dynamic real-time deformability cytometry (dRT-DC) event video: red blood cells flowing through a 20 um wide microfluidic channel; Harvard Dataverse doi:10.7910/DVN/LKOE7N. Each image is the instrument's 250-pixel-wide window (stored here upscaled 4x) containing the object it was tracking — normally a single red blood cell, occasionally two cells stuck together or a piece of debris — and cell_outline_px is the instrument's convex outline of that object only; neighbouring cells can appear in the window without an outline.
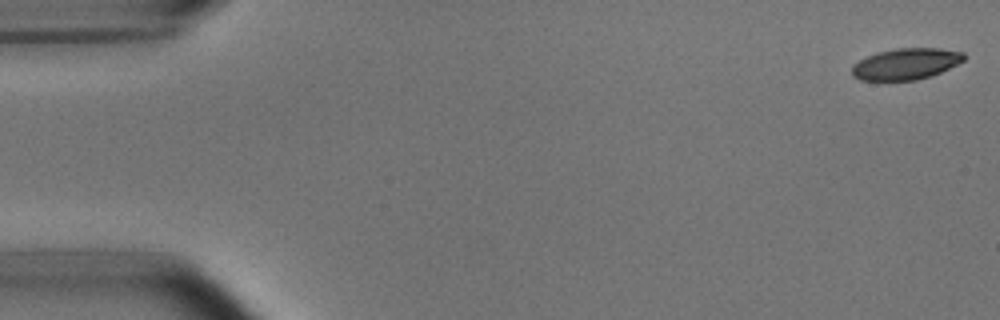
{"species": "common noctule bat (a hibernating species)", "species_latin": "Nyctalus noctula", "temperature_condition": "room temperature", "stored_images_in_passage": 53, "camera_frame_rate_fps": 3000, "um_per_image_px": 0.085, "animal": {"sex": "male", "body_mass_g": 15.6}, "frame": {"image": 1, "passage_image": 1, "time_ms": 0.0, "image_size_px": [1000, 320], "cell_outline_px": [[964, 60], [940, 72], [916, 80], [860, 80], [852, 76], [852, 68], [860, 60], [868, 56], [880, 52], [896, 48], [940, 48], [964, 52]], "centroid_in_image_um": [77.01, 5.43], "position_along_channel_um": 8.0, "area_um2": 20.06}}
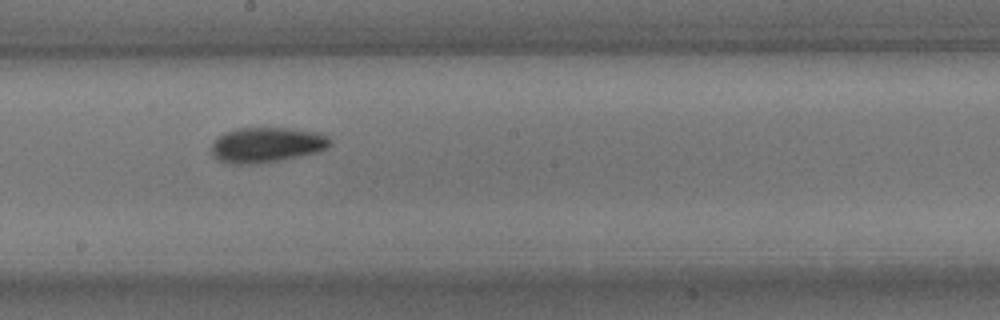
{"frame": {"image": 2, "passage_image": 29, "time_ms": 9.333, "image_size_px": [1000, 320], "cell_outline_px": [[332, 144], [328, 148], [320, 152], [280, 160], [256, 164], [232, 164], [216, 160], [212, 156], [212, 144], [224, 132], [236, 128], [292, 128], [316, 132], [328, 136], [332, 140]], "centroid_in_image_um": [22.69, 12.32], "position_along_channel_um": 225.5, "area_um2": 24.62}}
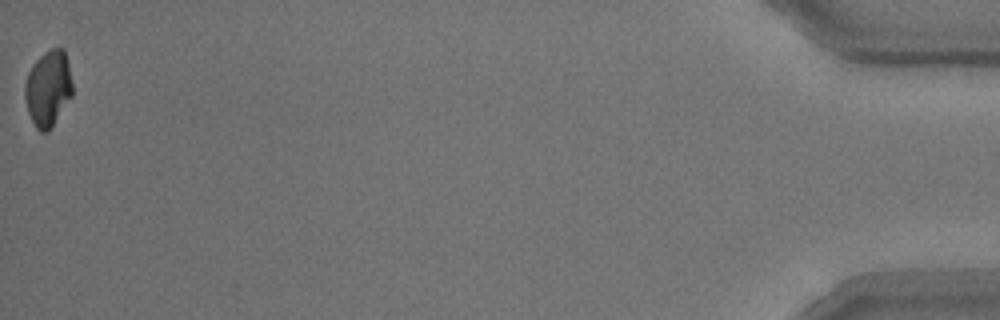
{"frame": {"image": 3, "passage_image": 53, "time_ms": 17.333, "image_size_px": [1000, 320], "cell_outline_px": [[72, 96], [48, 132], [40, 132], [36, 128], [28, 112], [24, 96], [24, 88], [28, 72], [32, 64], [44, 52], [52, 48], [64, 48], [68, 64], [72, 84]], "centroid_in_image_um": [4.08, 7.51], "position_along_channel_um": 431.1, "area_um2": 20.98}, "authors_computed_cell_mechanics": {"area_um2": 22.6576, "velocity_mm_per_s": 3.7553, "shape_relaxation_time_tau1_ms": 3.2422, "shape_relaxation_time_tau2_ms": 2.888, "deformation_change_tau1": 0.1333, "deformation_change_tau2": 0.0831}}